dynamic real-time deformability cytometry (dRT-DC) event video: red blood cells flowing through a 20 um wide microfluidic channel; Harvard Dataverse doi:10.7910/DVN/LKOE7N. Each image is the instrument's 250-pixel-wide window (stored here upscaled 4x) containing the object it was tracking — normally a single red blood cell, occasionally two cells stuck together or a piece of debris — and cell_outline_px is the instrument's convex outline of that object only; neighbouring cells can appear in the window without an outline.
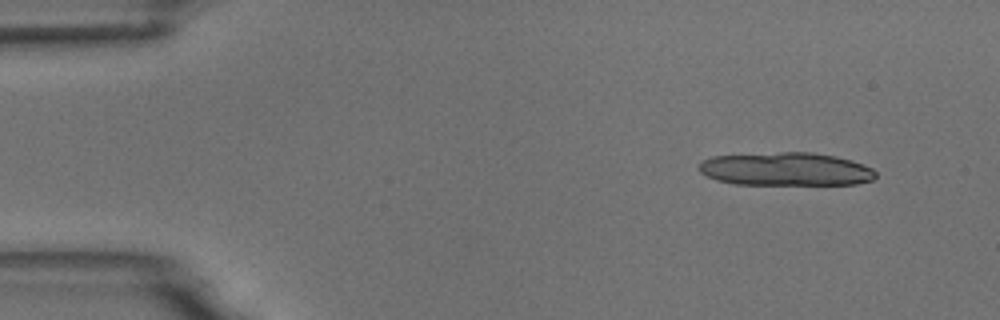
{"species": "common noctule bat (a hibernating species)", "species_latin": "Nyctalus noctula", "temperature_condition": "room temperature", "stored_images_in_passage": 5, "camera_frame_rate_fps": 3000, "um_per_image_px": 0.085, "animal": {"sex": "male", "body_mass_g": 18.8}, "frame": {"image": 1, "passage_image": 1, "time_ms": 0.0, "image_size_px": [1000, 320], "cell_outline_px": [[876, 176], [872, 180], [856, 184], [732, 184], [716, 180], [700, 172], [700, 160], [712, 156], [780, 152], [812, 152], [836, 156], [852, 160], [864, 164], [872, 168], [876, 172]], "centroid_in_image_um": [66.8, 14.37], "position_along_channel_um": 18.2, "area_um2": 34.39}}